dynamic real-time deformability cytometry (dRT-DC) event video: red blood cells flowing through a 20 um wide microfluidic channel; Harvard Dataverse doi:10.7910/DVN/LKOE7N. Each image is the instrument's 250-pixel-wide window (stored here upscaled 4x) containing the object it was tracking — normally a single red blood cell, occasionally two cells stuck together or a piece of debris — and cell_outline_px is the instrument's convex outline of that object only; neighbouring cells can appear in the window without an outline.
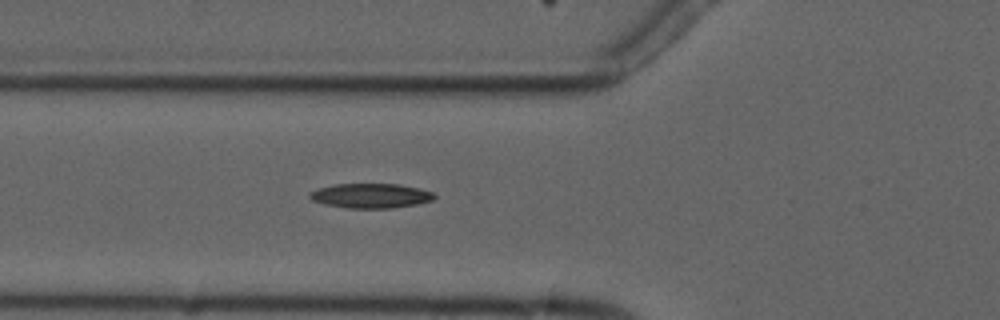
{"species": "common noctule bat (a hibernating species)", "species_latin": "Nyctalus noctula", "temperature_condition": "cold", "stored_images_in_passage": 7, "camera_frame_rate_fps": 3000, "um_per_image_px": 0.085, "animal": {"sex": "male", "forearm_length_mm": 52.5}, "frame": {"image": 1, "passage_image": 7, "time_ms": 7.667, "image_size_px": [1000, 320], "cell_outline_px": [[436, 196], [432, 200], [416, 204], [392, 208], [348, 208], [324, 204], [312, 200], [308, 196], [308, 192], [332, 184], [400, 184], [420, 188], [432, 192]], "centroid_in_image_um": [31.49, 16.63], "position_along_channel_um": 94.3, "area_um2": 17.92}}